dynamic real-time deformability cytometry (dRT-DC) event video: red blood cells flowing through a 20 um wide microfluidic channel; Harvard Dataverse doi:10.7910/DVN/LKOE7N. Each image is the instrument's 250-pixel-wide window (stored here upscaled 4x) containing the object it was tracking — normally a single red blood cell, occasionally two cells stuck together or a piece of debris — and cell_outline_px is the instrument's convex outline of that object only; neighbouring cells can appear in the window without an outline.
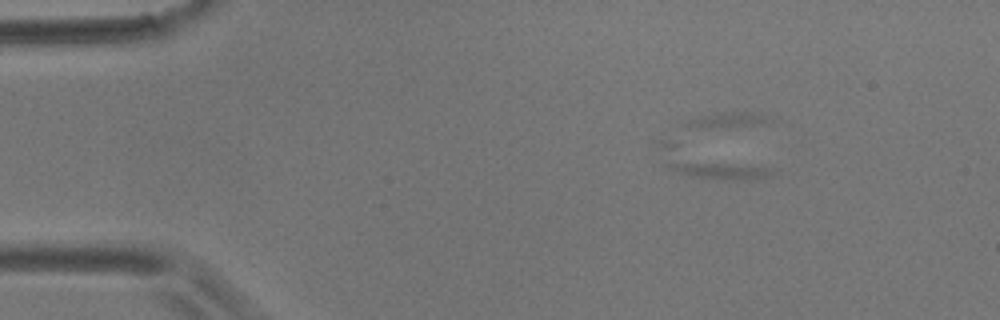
{"species": "common noctule bat (a hibernating species)", "species_latin": "Nyctalus noctula", "temperature_condition": "room temperature", "stored_images_in_passage": 6, "camera_frame_rate_fps": 3000, "um_per_image_px": 0.085, "animal": {"sex": "male", "body_mass_g": 17.9}, "frame": {"image": 1, "passage_image": 3, "time_ms": 2.333, "image_size_px": [1000, 320], "cell_outline_px": [[772, 176], [752, 180], [724, 180], [696, 176], [680, 172], [664, 164], [672, 160], [676, 160], [728, 164], [772, 168]], "centroid_in_image_um": [61.23, 14.49], "position_along_channel_um": 23.8, "area_um2": 10.06}}